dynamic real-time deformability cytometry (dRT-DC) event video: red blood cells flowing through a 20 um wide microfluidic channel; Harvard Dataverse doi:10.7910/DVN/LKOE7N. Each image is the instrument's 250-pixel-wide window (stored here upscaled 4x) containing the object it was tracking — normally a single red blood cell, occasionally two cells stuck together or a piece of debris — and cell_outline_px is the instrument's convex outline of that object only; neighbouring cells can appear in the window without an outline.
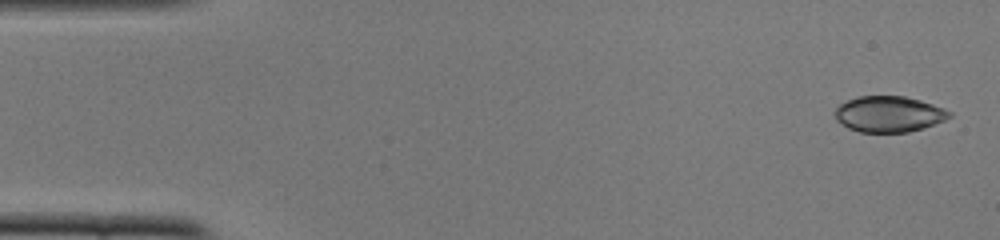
{"species": "common noctule bat (a hibernating species)", "species_latin": "Nyctalus noctula", "temperature_condition": "cold", "stored_images_in_passage": 51, "camera_frame_rate_fps": 3000, "um_per_image_px": 0.085, "animal": {"sex": "female", "body_mass_g": 22.0, "forearm_length_mm": 56.7}, "frame": {"image": 1, "passage_image": 2, "time_ms": 0.333, "image_size_px": [1000, 240], "cell_outline_px": [[952, 116], [944, 120], [924, 128], [908, 132], [860, 132], [848, 128], [836, 120], [832, 112], [840, 104], [856, 96], [904, 96], [920, 100], [944, 108], [952, 112]], "centroid_in_image_um": [75.53, 9.7], "position_along_channel_um": 9.5, "area_um2": 24.1}}
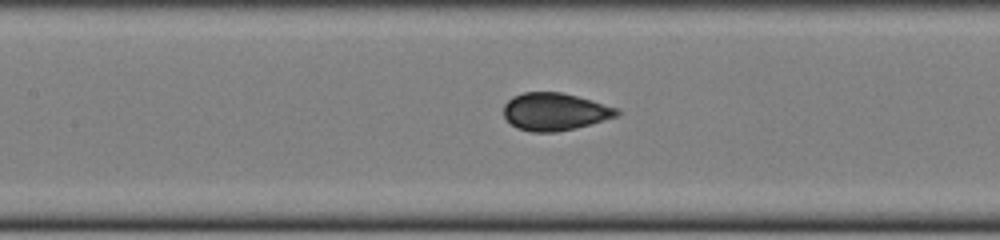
{"frame": {"image": 2, "passage_image": 23, "time_ms": 7.333, "image_size_px": [1000, 240], "cell_outline_px": [[620, 116], [576, 128], [556, 132], [532, 132], [516, 128], [504, 116], [504, 104], [512, 96], [524, 92], [560, 92], [592, 100], [620, 108]], "centroid_in_image_um": [47.19, 9.49], "position_along_channel_um": 160.2, "area_um2": 24.97}}
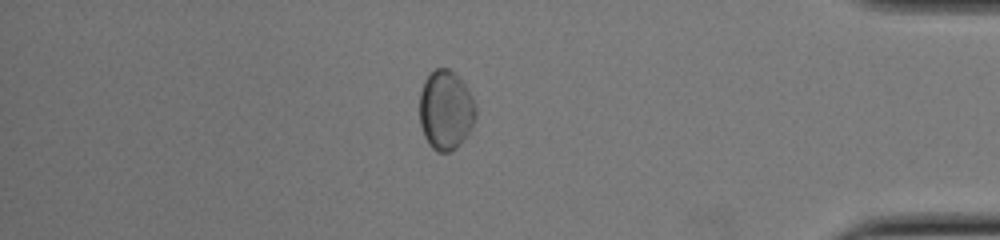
{"frame": {"image": 3, "passage_image": 44, "time_ms": 14.333, "image_size_px": [1000, 240], "cell_outline_px": [[476, 116], [472, 128], [464, 140], [456, 148], [448, 152], [436, 152], [428, 144], [424, 136], [420, 124], [420, 92], [424, 80], [428, 72], [436, 68], [448, 68], [456, 72], [460, 76], [468, 88], [472, 96], [476, 108]], "centroid_in_image_um": [37.89, 9.33], "position_along_channel_um": 397.3, "area_um2": 26.65}, "authors_computed_cell_mechanics": {"area_um2": 24.3338, "velocity_mm_per_s": 3.893, "shape_relaxation_time_tau1_ms": 2.1755, "shape_relaxation_time_tau2_ms": null, "deformation_change_tau1": 0.103, "deformation_change_tau2": null}}